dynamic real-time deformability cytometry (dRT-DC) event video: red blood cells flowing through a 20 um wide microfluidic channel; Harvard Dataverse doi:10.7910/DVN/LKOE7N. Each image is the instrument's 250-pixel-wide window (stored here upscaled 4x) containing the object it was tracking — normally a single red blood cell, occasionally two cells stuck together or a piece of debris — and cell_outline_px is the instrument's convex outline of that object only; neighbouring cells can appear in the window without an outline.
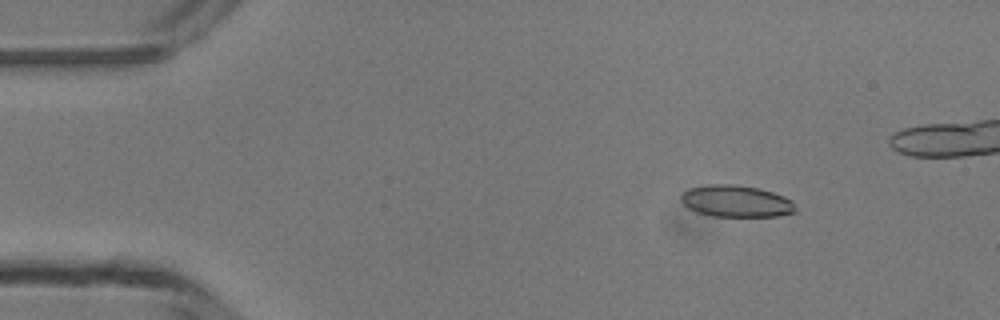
{"species": "common noctule bat (a hibernating species)", "species_latin": "Nyctalus noctula", "temperature_condition": "room temperature", "stored_images_in_passage": 5, "camera_frame_rate_fps": 3000, "um_per_image_px": 0.085, "animal": {"sex": "male", "body_mass_g": 13.3}, "frame": {"image": 1, "passage_image": 2, "time_ms": 1.0, "image_size_px": [1000, 320], "cell_outline_px": [[796, 212], [780, 216], [712, 216], [696, 212], [688, 208], [680, 200], [680, 196], [688, 188], [708, 184], [732, 184], [760, 188], [784, 196], [792, 200]], "centroid_in_image_um": [62.56, 17.1], "position_along_channel_um": 22.4, "area_um2": 21.33}}